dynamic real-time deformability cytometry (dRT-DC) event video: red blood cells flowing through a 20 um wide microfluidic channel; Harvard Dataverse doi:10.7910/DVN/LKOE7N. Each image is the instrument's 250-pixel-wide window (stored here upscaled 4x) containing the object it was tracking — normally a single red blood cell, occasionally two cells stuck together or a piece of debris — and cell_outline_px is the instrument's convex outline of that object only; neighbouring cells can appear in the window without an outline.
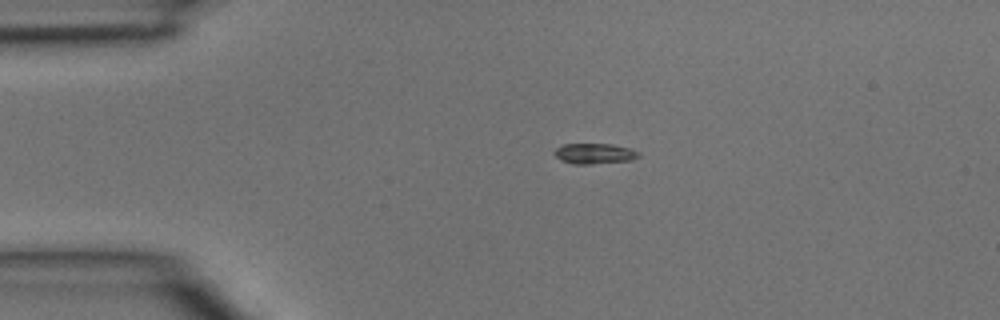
{"species": "common noctule bat (a hibernating species)", "species_latin": "Nyctalus noctula", "temperature_condition": "room temperature", "stored_images_in_passage": 2, "camera_frame_rate_fps": 3000, "um_per_image_px": 0.085, "animal": {"sex": "male", "body_mass_g": 15.6}, "frame": {"image": 1, "passage_image": 1, "time_ms": 0.0, "image_size_px": [1000, 320], "cell_outline_px": [[640, 156], [632, 160], [588, 164], [572, 164], [556, 156], [552, 152], [556, 148], [564, 144], [612, 144], [632, 148], [640, 152]], "centroid_in_image_um": [50.57, 13.04], "position_along_channel_um": 34.4, "area_um2": 10.06}}